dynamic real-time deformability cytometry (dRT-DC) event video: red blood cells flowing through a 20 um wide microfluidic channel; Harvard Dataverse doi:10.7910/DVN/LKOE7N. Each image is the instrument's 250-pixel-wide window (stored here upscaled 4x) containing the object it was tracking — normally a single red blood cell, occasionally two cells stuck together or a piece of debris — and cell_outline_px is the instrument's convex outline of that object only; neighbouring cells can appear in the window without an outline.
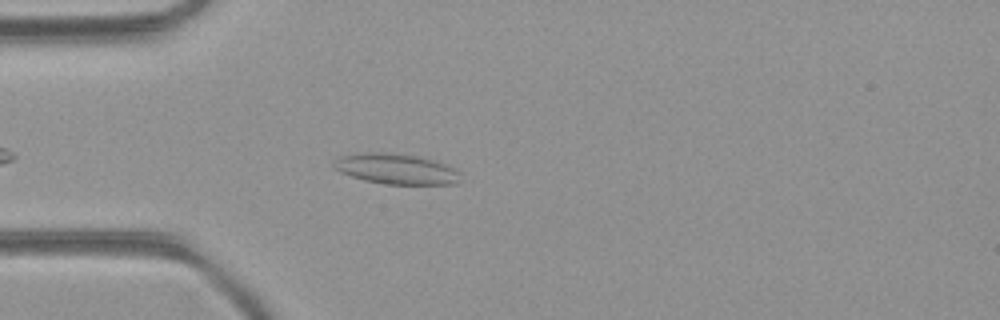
{"species": "common noctule bat (a hibernating species)", "species_latin": "Nyctalus noctula", "temperature_condition": "room temperature", "stored_images_in_passage": 4, "camera_frame_rate_fps": 3000, "um_per_image_px": 0.085, "animal": {"sex": "female", "body_mass_g": 21.9}, "frame": {"image": 1, "passage_image": 4, "time_ms": 1.0, "image_size_px": [1000, 320], "cell_outline_px": [[460, 184], [384, 184], [364, 180], [340, 172], [332, 168], [332, 164], [340, 156], [368, 152], [384, 152], [416, 156], [432, 160], [444, 164], [460, 172]], "centroid_in_image_um": [33.66, 14.37], "position_along_channel_um": 51.3, "area_um2": 22.37}}